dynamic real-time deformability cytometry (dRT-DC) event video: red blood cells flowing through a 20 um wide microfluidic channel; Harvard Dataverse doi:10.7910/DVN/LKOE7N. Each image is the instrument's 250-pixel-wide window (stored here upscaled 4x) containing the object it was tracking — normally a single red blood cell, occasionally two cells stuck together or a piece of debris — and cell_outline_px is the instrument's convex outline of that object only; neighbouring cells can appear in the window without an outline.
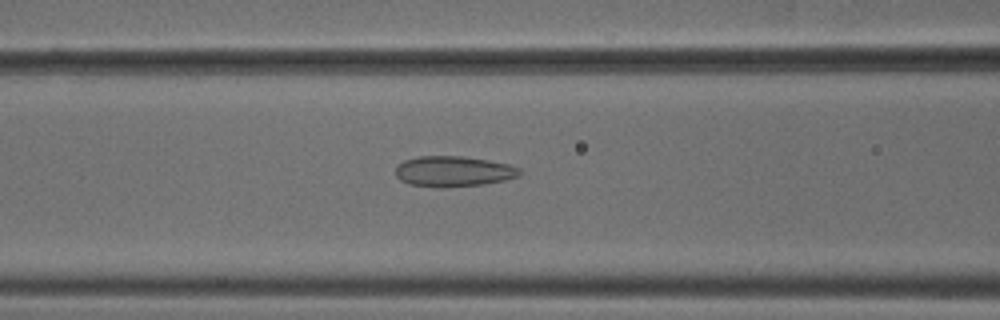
{"species": "common noctule bat (a hibernating species)", "species_latin": "Nyctalus noctula", "temperature_condition": "cold", "stored_images_in_passage": 36, "camera_frame_rate_fps": 3000, "um_per_image_px": 0.085, "animal": {"sex": "male", "body_mass_g": 18.8}, "frame": {"image": 1, "passage_image": 5, "time_ms": 1.333, "image_size_px": [1000, 320], "cell_outline_px": [[520, 176], [504, 180], [484, 184], [444, 188], [440, 188], [408, 184], [400, 180], [396, 176], [396, 164], [404, 160], [416, 156], [460, 156], [488, 160], [508, 164], [520, 168]], "centroid_in_image_um": [38.5, 14.57], "position_along_channel_um": 128.1, "area_um2": 22.31}}
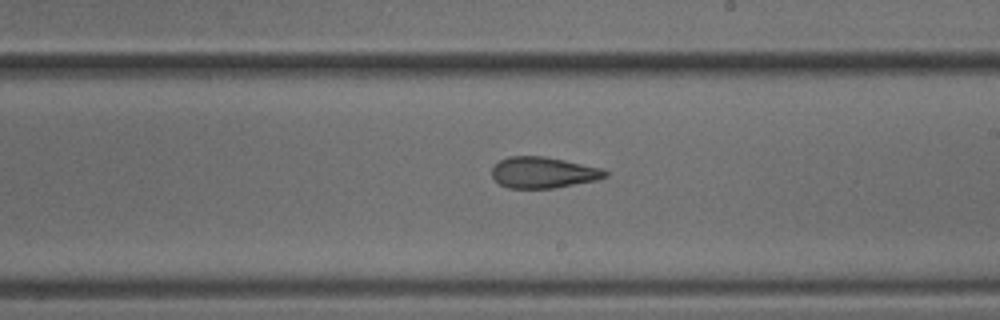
{"frame": {"image": 2, "passage_image": 14, "time_ms": 4.333, "image_size_px": [1000, 320], "cell_outline_px": [[608, 176], [596, 180], [552, 188], [508, 188], [500, 184], [492, 176], [492, 168], [500, 160], [508, 156], [544, 156], [604, 168], [608, 172]], "centroid_in_image_um": [46.19, 14.65], "position_along_channel_um": 242.8, "area_um2": 20.52}}
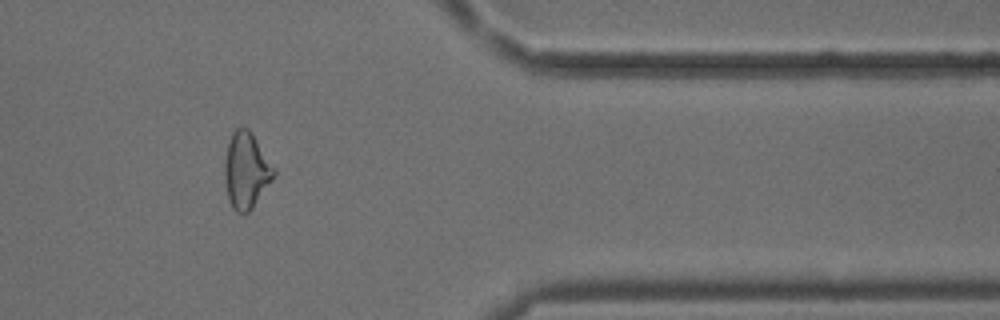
{"frame": {"image": 3, "passage_image": 27, "time_ms": 8.667, "image_size_px": [1000, 320], "cell_outline_px": [[276, 172], [272, 180], [252, 208], [248, 212], [236, 212], [232, 208], [228, 200], [224, 180], [224, 164], [228, 144], [232, 132], [236, 128], [248, 128], [252, 132], [276, 168]], "centroid_in_image_um": [20.93, 14.48], "position_along_channel_um": 390.5, "area_um2": 21.96}}